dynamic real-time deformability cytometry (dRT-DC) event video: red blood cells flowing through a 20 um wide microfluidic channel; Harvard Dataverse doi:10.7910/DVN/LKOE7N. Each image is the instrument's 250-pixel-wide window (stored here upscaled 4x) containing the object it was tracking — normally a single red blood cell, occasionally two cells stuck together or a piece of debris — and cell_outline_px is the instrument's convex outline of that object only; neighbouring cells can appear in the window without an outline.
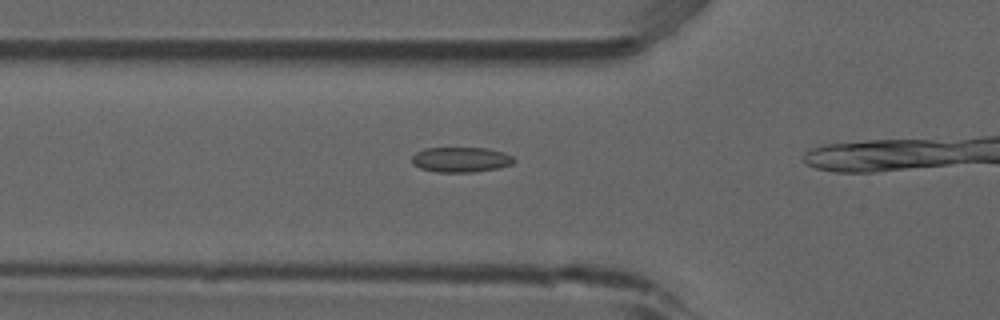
{"species": "common noctule bat (a hibernating species)", "species_latin": "Nyctalus noctula", "temperature_condition": "room temperature", "stored_images_in_passage": 18, "camera_frame_rate_fps": 3000, "um_per_image_px": 0.085, "animal": {"sex": "male", "forearm_length_mm": 52.5}, "frame": {"image": 1, "passage_image": 13, "time_ms": 4.0, "image_size_px": [1000, 320], "cell_outline_px": [[512, 164], [500, 168], [472, 172], [436, 172], [420, 168], [412, 164], [412, 156], [416, 152], [424, 148], [488, 148], [504, 152], [512, 156]], "centroid_in_image_um": [39.15, 13.56], "position_along_channel_um": 86.7, "area_um2": 14.97}}
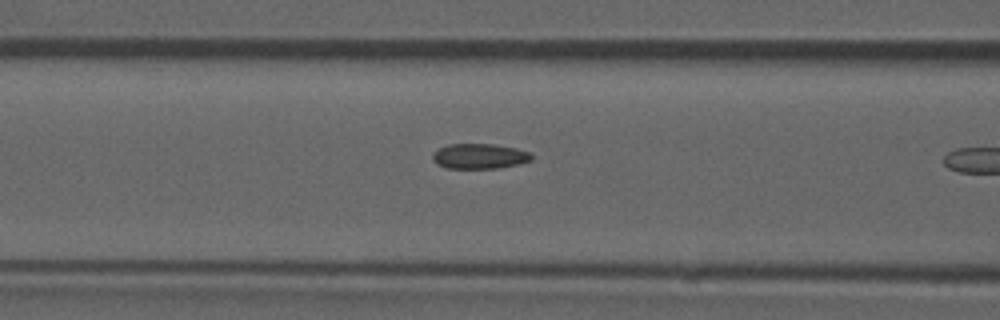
{"frame": {"image": 2, "passage_image": 16, "time_ms": 5.0, "image_size_px": [1000, 320], "cell_outline_px": [[532, 160], [520, 164], [500, 168], [444, 168], [436, 164], [432, 160], [432, 152], [448, 144], [492, 144], [516, 148], [528, 152], [532, 156]], "centroid_in_image_um": [40.72, 13.28], "position_along_channel_um": 125.9, "area_um2": 14.62}}